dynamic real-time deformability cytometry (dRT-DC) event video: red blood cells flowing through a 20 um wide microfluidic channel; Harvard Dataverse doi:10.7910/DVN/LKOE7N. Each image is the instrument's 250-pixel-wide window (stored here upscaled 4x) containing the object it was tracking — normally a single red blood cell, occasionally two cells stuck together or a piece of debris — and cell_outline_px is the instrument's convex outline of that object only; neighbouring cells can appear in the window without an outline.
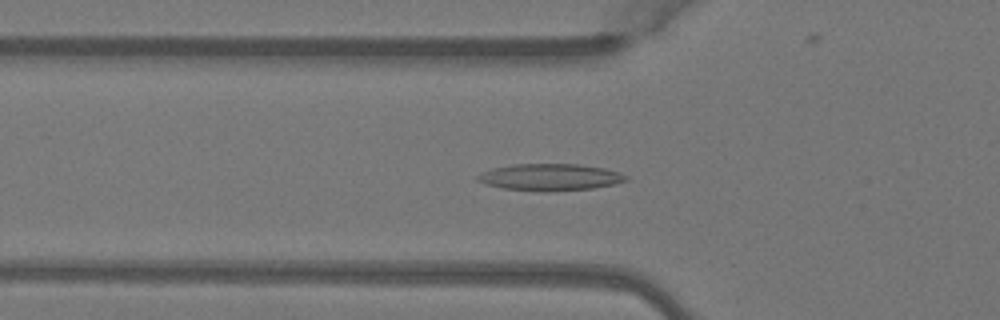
{"species": "Egyptian fruit bat (a non-hibernating species)", "species_latin": "Rousettus aegyptiacus", "temperature_condition": "warm", "stored_images_in_passage": 38, "camera_frame_rate_fps": 3000, "um_per_image_px": 0.085, "animal": {"sex": "female"}, "frame": {"image": 1, "passage_image": 5, "time_ms": 1.333, "image_size_px": [1000, 320], "cell_outline_px": [[628, 180], [616, 184], [592, 188], [540, 192], [504, 188], [488, 184], [476, 180], [476, 176], [480, 172], [492, 168], [512, 164], [580, 164], [604, 168], [620, 172], [628, 176]], "centroid_in_image_um": [46.77, 15.05], "position_along_channel_um": 79.0, "area_um2": 23.29}}
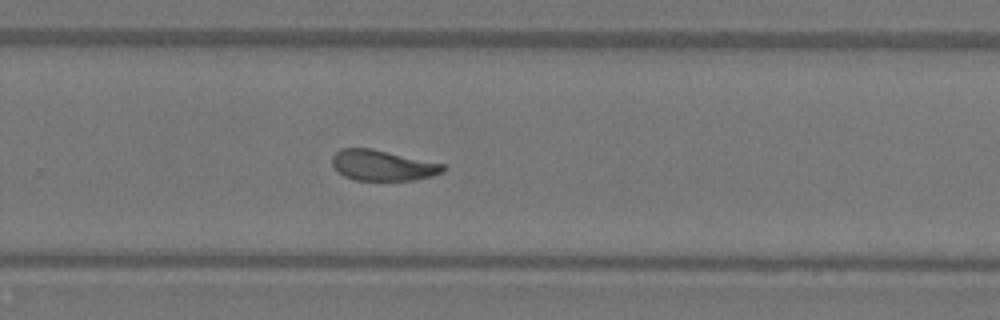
{"frame": {"image": 2, "passage_image": 21, "time_ms": 6.667, "image_size_px": [1000, 320], "cell_outline_px": [[448, 168], [444, 172], [432, 176], [412, 180], [356, 180], [344, 176], [332, 164], [332, 156], [340, 148], [372, 148], [444, 164]], "centroid_in_image_um": [32.55, 14.05], "position_along_channel_um": 297.3, "area_um2": 19.77}}
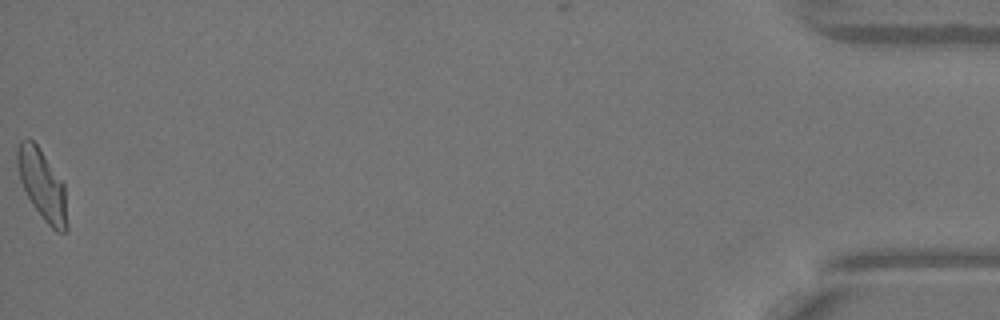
{"frame": {"image": 3, "passage_image": 38, "time_ms": 12.333, "image_size_px": [1000, 320], "cell_outline_px": [[68, 228], [64, 232], [56, 232], [44, 220], [32, 204], [20, 180], [16, 160], [16, 152], [20, 140], [28, 136], [36, 144], [64, 180]], "centroid_in_image_um": [3.61, 15.68], "position_along_channel_um": 431.6, "area_um2": 20.63}, "authors_computed_cell_mechanics": {"area_um2": 20.4034, "velocity_mm_per_s": 4.0899, "shape_relaxation_time_tau1_ms": null, "shape_relaxation_time_tau2_ms": 1.7975, "deformation_change_tau1": null, "deformation_change_tau2": 0.0913}}